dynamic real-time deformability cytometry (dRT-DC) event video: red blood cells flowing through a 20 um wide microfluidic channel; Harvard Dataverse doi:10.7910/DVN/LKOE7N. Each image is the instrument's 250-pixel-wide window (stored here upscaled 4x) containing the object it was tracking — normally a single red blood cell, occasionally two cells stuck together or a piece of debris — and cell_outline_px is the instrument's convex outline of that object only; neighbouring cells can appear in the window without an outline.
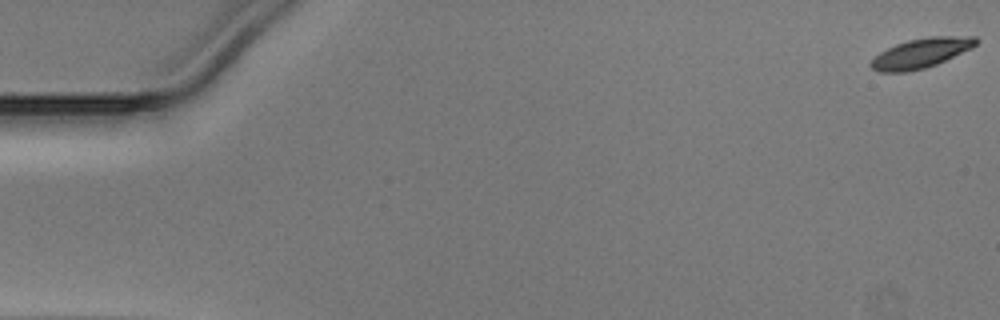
{"species": "Egyptian fruit bat (a non-hibernating species)", "species_latin": "Rousettus aegyptiacus", "temperature_condition": "warm", "stored_images_in_passage": 52, "camera_frame_rate_fps": 3000, "um_per_image_px": 0.085, "animal": {"sex": "male"}, "frame": {"image": 1, "passage_image": 1, "time_ms": 0.0, "image_size_px": [1000, 320], "cell_outline_px": [[980, 40], [972, 48], [936, 64], [924, 68], [908, 72], [880, 72], [872, 68], [868, 64], [880, 52], [896, 44], [908, 40], [928, 36], [976, 36]], "centroid_in_image_um": [78.31, 4.5], "position_along_channel_um": 6.7, "area_um2": 18.15}}
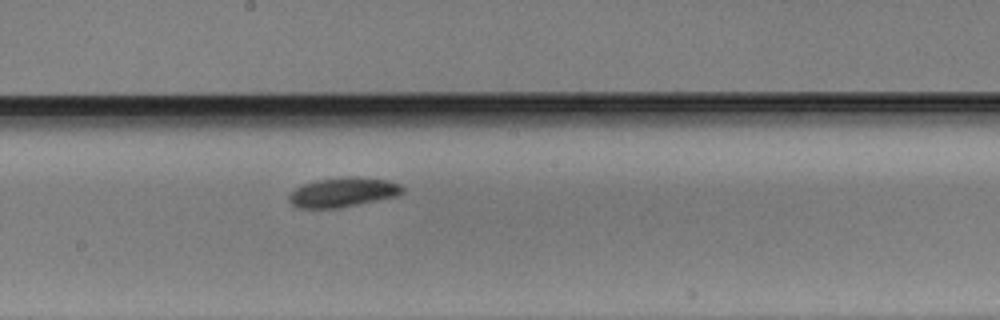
{"frame": {"image": 2, "passage_image": 29, "time_ms": 9.333, "image_size_px": [1000, 320], "cell_outline_px": [[404, 192], [396, 196], [340, 208], [296, 208], [288, 200], [288, 196], [296, 188], [304, 184], [316, 180], [348, 176], [356, 176], [388, 180], [400, 184], [404, 188]], "centroid_in_image_um": [29.16, 16.34], "position_along_channel_um": 219.0, "area_um2": 19.59}}
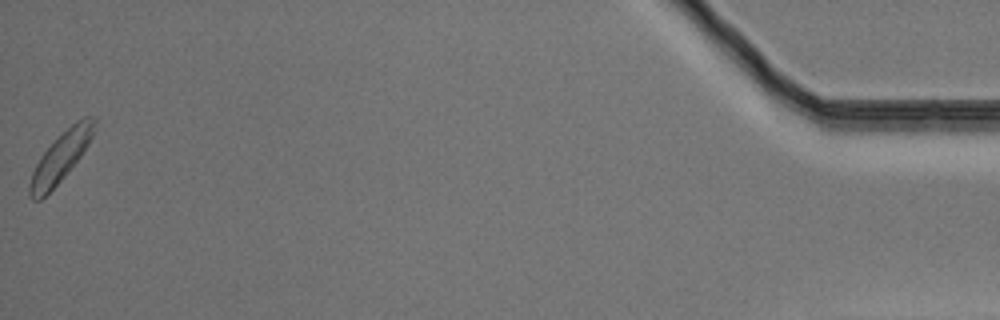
{"frame": {"image": 3, "passage_image": 52, "time_ms": 17.0, "image_size_px": [1000, 320], "cell_outline_px": [[96, 120], [92, 136], [88, 144], [80, 156], [64, 176], [40, 200], [32, 200], [28, 196], [28, 188], [32, 172], [40, 156], [76, 120], [84, 116], [96, 116]], "centroid_in_image_um": [5.15, 13.36], "position_along_channel_um": 430.1, "area_um2": 18.03}}